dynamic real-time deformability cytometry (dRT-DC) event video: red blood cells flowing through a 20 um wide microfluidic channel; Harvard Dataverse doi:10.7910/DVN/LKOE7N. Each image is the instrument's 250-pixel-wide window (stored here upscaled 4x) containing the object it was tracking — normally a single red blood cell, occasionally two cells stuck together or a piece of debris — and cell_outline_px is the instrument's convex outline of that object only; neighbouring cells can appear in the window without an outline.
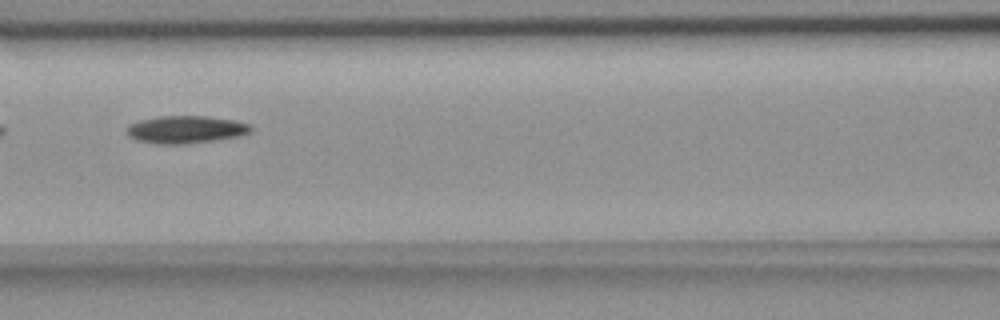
{"species": "common noctule bat (a hibernating species)", "species_latin": "Nyctalus noctula", "temperature_condition": "room temperature", "stored_images_in_passage": 5, "camera_frame_rate_fps": 3000, "um_per_image_px": 0.085, "animal": {"sex": "female", "body_mass_g": 18.4}, "frame": {"image": 1, "passage_image": 4, "time_ms": 4.333, "image_size_px": [1000, 320], "cell_outline_px": [[252, 128], [248, 132], [240, 136], [212, 140], [180, 144], [160, 144], [140, 140], [128, 136], [124, 132], [124, 128], [128, 124], [140, 120], [160, 116], [208, 116], [232, 120], [248, 124]], "centroid_in_image_um": [15.71, 11.0], "position_along_channel_um": 150.9, "area_um2": 19.71}}
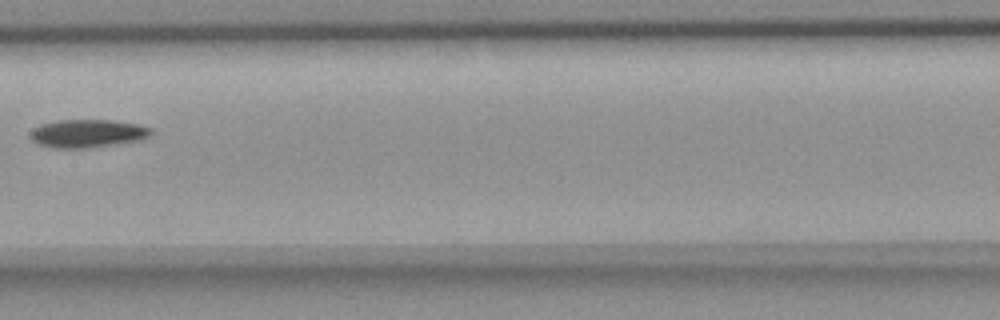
{"frame": {"image": 2, "passage_image": 5, "time_ms": 5.667, "image_size_px": [1000, 320], "cell_outline_px": [[152, 132], [148, 136], [140, 140], [116, 144], [88, 148], [52, 148], [36, 144], [32, 140], [32, 128], [40, 124], [56, 120], [112, 120], [140, 124], [152, 128]], "centroid_in_image_um": [7.43, 11.34], "position_along_channel_um": 200.0, "area_um2": 19.94}}